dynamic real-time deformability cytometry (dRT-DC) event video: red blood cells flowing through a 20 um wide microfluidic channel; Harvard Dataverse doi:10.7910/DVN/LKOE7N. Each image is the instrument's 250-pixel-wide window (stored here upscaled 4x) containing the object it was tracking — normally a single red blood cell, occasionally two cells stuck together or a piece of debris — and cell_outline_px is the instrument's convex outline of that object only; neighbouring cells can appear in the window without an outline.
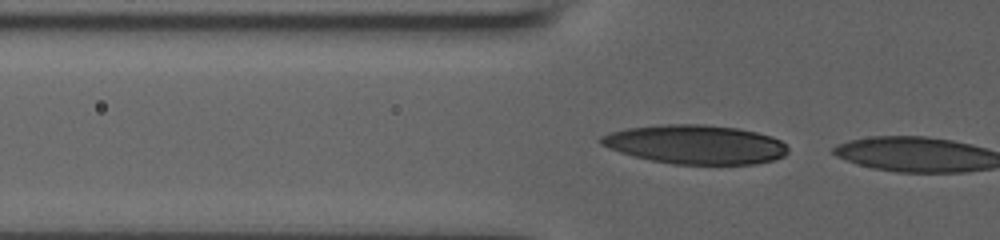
{"species": "human", "species_latin": "Homo sapiens", "temperature_condition": "room temperature", "stored_images_in_passage": 8, "camera_frame_rate_fps": 3000, "um_per_image_px": 0.085, "donor": {"sex": "male"}, "frame": {"image": 1, "passage_image": 7, "time_ms": 2.0, "image_size_px": [1000, 240], "cell_outline_px": [[788, 152], [784, 156], [776, 160], [756, 164], [676, 164], [652, 160], [620, 152], [608, 148], [600, 144], [600, 136], [612, 132], [628, 128], [664, 124], [704, 124], [736, 128], [756, 132], [772, 136], [780, 140], [788, 148]], "centroid_in_image_um": [59.15, 12.28], "position_along_channel_um": 66.6, "area_um2": 42.43}}